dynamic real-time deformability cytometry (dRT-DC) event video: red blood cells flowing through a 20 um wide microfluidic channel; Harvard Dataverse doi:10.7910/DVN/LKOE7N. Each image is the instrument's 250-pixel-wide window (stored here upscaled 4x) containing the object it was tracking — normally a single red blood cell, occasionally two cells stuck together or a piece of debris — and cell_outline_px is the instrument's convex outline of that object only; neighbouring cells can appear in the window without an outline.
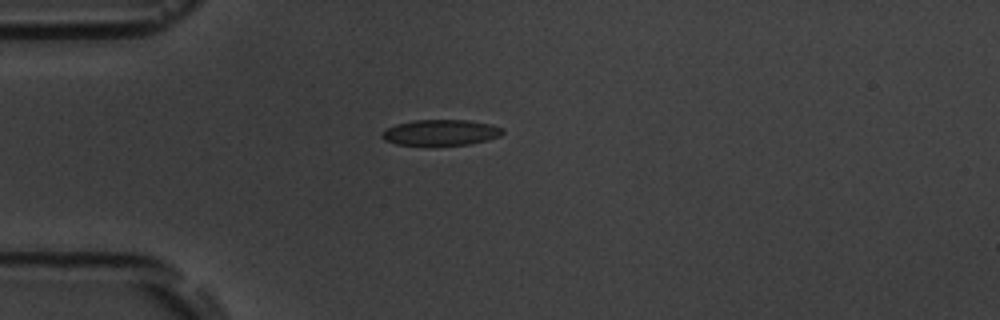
{"species": "common noctule bat (a hibernating species)", "species_latin": "Nyctalus noctula", "temperature_condition": "room temperature", "stored_images_in_passage": 6, "camera_frame_rate_fps": 3000, "um_per_image_px": 0.085, "animal": {"sex": "male", "body_mass_g": 19.5, "forearm_length_mm": 54.6}, "frame": {"image": 1, "passage_image": 1, "time_ms": 0.0, "image_size_px": [1000, 320], "cell_outline_px": [[504, 132], [500, 136], [488, 140], [468, 144], [428, 148], [396, 144], [384, 140], [380, 136], [380, 132], [396, 124], [416, 120], [468, 120], [492, 124], [504, 128]], "centroid_in_image_um": [37.44, 11.31], "position_along_channel_um": 47.6, "area_um2": 19.02}}
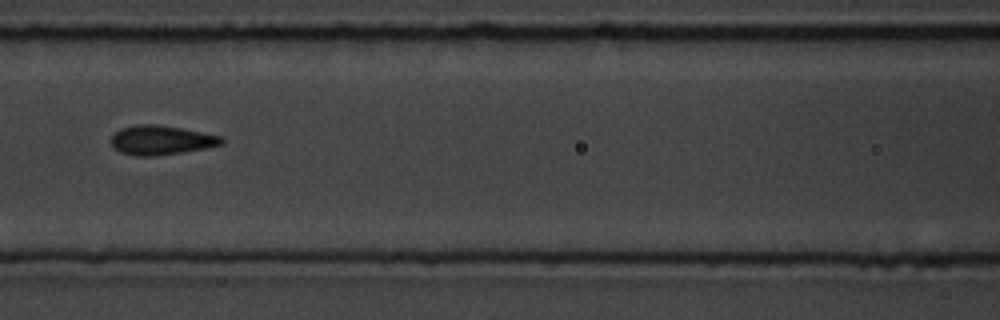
{"frame": {"image": 2, "passage_image": 4, "time_ms": 3.333, "image_size_px": [1000, 320], "cell_outline_px": [[224, 144], [204, 148], [156, 156], [136, 156], [120, 152], [112, 148], [112, 136], [120, 128], [136, 124], [156, 124], [180, 128], [224, 136]], "centroid_in_image_um": [13.69, 11.91], "position_along_channel_um": 152.9, "area_um2": 18.9}}
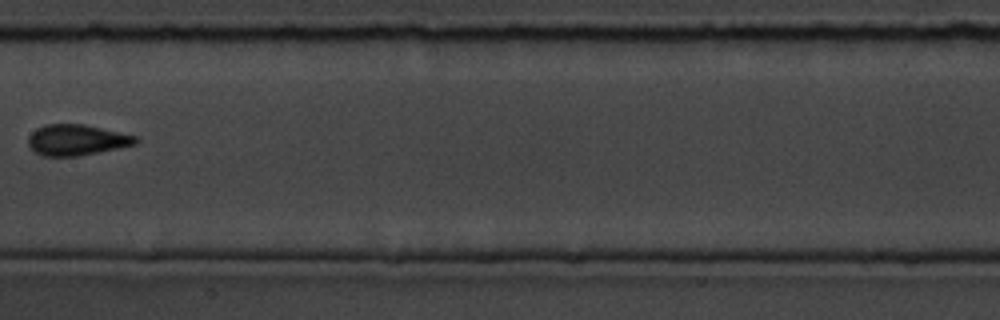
{"frame": {"image": 3, "passage_image": 5, "time_ms": 4.667, "image_size_px": [1000, 320], "cell_outline_px": [[140, 140], [136, 144], [76, 156], [44, 156], [36, 152], [28, 144], [28, 136], [36, 128], [44, 124], [84, 124], [136, 136]], "centroid_in_image_um": [6.49, 11.88], "position_along_channel_um": 200.9, "area_um2": 19.07}}